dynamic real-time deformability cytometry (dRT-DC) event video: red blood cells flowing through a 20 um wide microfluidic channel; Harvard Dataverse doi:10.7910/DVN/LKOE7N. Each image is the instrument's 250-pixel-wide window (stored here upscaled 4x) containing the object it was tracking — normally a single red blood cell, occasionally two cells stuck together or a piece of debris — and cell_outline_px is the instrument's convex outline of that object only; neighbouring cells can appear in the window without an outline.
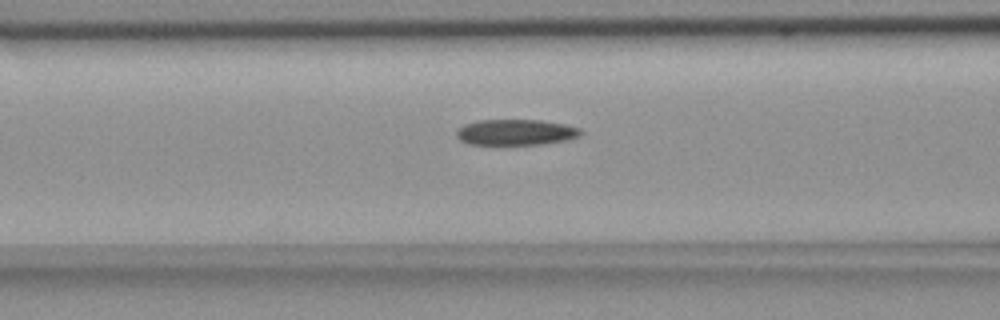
{"species": "common noctule bat (a hibernating species)", "species_latin": "Nyctalus noctula", "temperature_condition": "room temperature", "stored_images_in_passage": 36, "camera_frame_rate_fps": 3000, "um_per_image_px": 0.085, "animal": {"sex": "female", "body_mass_g": 18.4}, "frame": {"image": 1, "passage_image": 6, "time_ms": 1.667, "image_size_px": [1000, 320], "cell_outline_px": [[584, 132], [580, 136], [568, 140], [540, 144], [468, 144], [460, 140], [456, 136], [456, 132], [464, 124], [476, 120], [540, 120], [564, 124], [580, 128]], "centroid_in_image_um": [43.86, 11.24], "position_along_channel_um": 122.7, "area_um2": 18.73}}
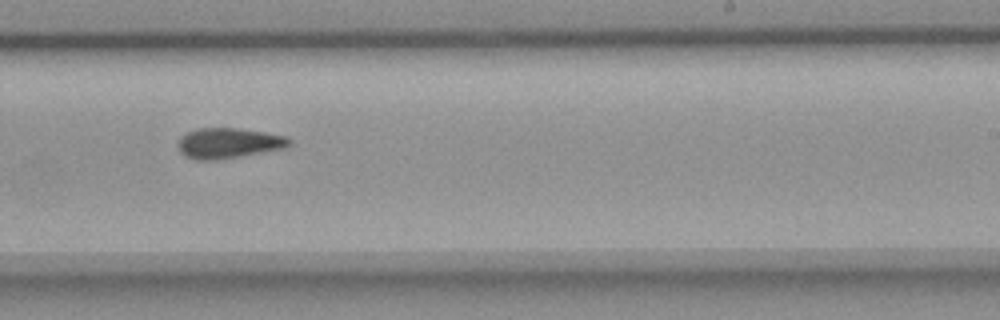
{"frame": {"image": 2, "passage_image": 18, "time_ms": 5.667, "image_size_px": [1000, 320], "cell_outline_px": [[292, 144], [284, 148], [220, 160], [196, 160], [184, 156], [180, 152], [180, 136], [196, 128], [240, 128], [288, 136], [292, 140]], "centroid_in_image_um": [19.46, 12.16], "position_along_channel_um": 269.5, "area_um2": 19.83}}
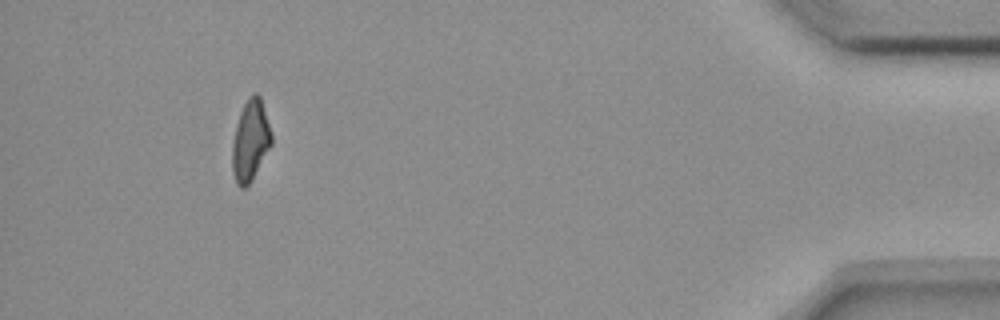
{"frame": {"image": 3, "passage_image": 35, "time_ms": 11.333, "image_size_px": [1000, 320], "cell_outline_px": [[272, 144], [252, 180], [244, 188], [240, 188], [236, 184], [232, 172], [232, 144], [236, 124], [240, 112], [248, 96], [252, 92], [256, 92], [260, 96], [272, 132]], "centroid_in_image_um": [21.28, 11.94], "position_along_channel_um": 413.9, "area_um2": 18.73}}